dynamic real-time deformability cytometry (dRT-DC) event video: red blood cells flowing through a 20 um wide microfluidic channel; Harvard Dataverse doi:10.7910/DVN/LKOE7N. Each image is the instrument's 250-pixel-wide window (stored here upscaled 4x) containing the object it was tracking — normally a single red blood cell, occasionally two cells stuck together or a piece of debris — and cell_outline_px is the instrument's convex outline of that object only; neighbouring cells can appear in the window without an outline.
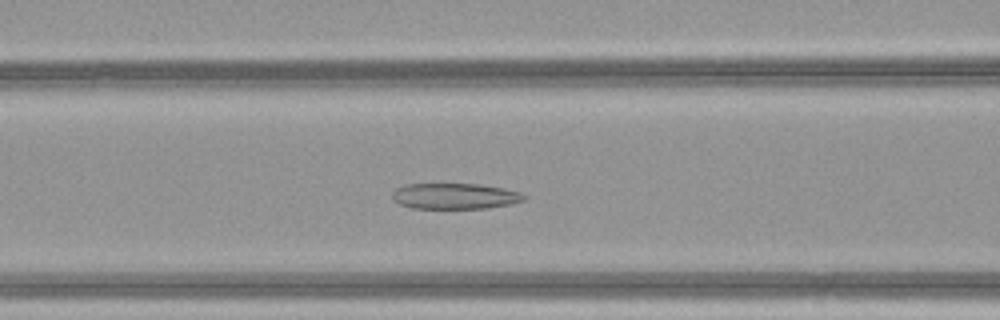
{"species": "common noctule bat (a hibernating species)", "species_latin": "Nyctalus noctula", "temperature_condition": "warm", "stored_images_in_passage": 48, "camera_frame_rate_fps": 3000, "um_per_image_px": 0.085, "animal": {"sex": "female", "body_mass_g": 21.9}, "frame": {"image": 1, "passage_image": 19, "time_ms": 6.0, "image_size_px": [1000, 320], "cell_outline_px": [[528, 196], [524, 200], [512, 204], [488, 208], [412, 208], [400, 204], [392, 200], [392, 192], [396, 188], [404, 184], [480, 184], [504, 188], [520, 192]], "centroid_in_image_um": [38.67, 16.67], "position_along_channel_um": 127.9, "area_um2": 20.0}}
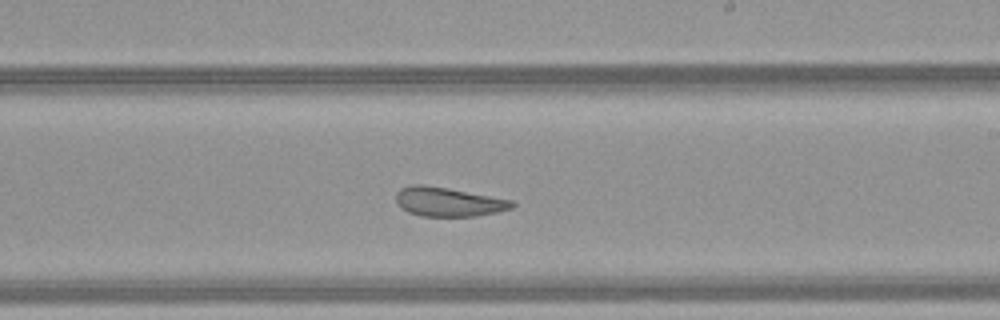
{"frame": {"image": 2, "passage_image": 28, "time_ms": 9.0, "image_size_px": [1000, 320], "cell_outline_px": [[516, 204], [512, 208], [496, 212], [476, 216], [420, 216], [408, 212], [400, 208], [396, 204], [396, 192], [400, 188], [412, 184], [424, 184], [448, 188], [512, 200]], "centroid_in_image_um": [38.06, 17.15], "position_along_channel_um": 250.9, "area_um2": 19.83}}
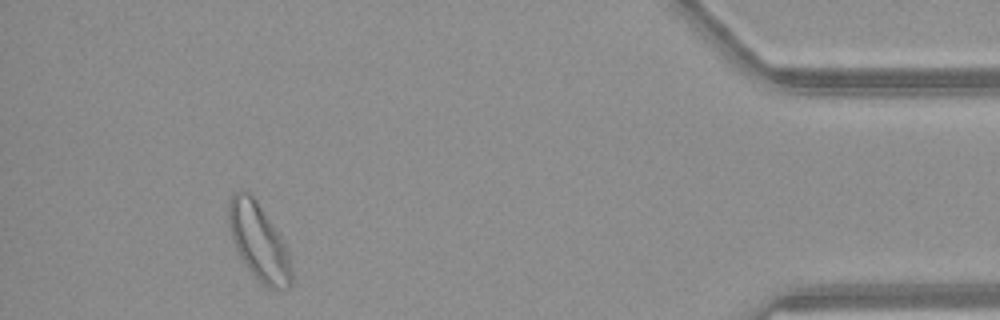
{"frame": {"image": 3, "passage_image": 44, "time_ms": 14.333, "image_size_px": [1000, 320], "cell_outline_px": [[292, 284], [284, 292], [268, 288], [244, 264], [232, 240], [228, 224], [228, 204], [232, 196], [240, 188], [248, 192], [256, 200], [284, 240], [288, 248], [292, 268]], "centroid_in_image_um": [22.02, 20.58], "position_along_channel_um": 413.2, "area_um2": 28.38}, "authors_computed_cell_mechanics": {"area_um2": 24.3049, "velocity_mm_per_s": 4.1024, "shape_relaxation_time_tau1_ms": null, "shape_relaxation_time_tau2_ms": 1.8623, "deformation_change_tau1": null, "deformation_change_tau2": 0.0825}}